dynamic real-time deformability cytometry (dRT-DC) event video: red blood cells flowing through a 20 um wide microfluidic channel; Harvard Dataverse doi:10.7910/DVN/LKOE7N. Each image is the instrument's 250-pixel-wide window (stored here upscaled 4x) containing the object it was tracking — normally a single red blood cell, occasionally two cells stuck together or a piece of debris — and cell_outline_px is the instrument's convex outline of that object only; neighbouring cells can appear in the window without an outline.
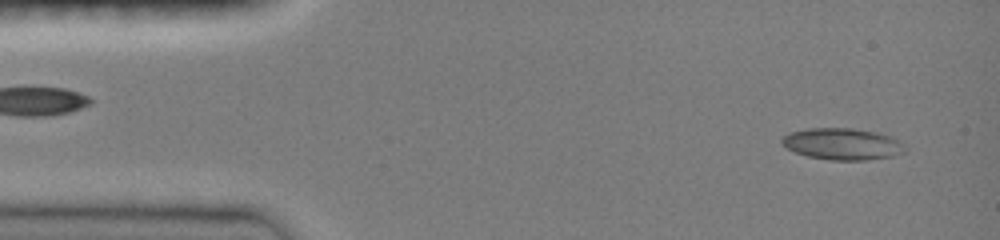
{"species": "common noctule bat (a hibernating species)", "species_latin": "Nyctalus noctula", "temperature_condition": "room temperature", "stored_images_in_passage": 47, "camera_frame_rate_fps": 3000, "um_per_image_px": 0.085, "animal": {"sex": "female", "body_mass_g": 19.0, "forearm_length_mm": 51.5}, "frame": {"image": 1, "passage_image": 2, "time_ms": 0.333, "image_size_px": [1000, 240], "cell_outline_px": [[908, 148], [904, 152], [892, 156], [864, 160], [828, 160], [808, 156], [796, 152], [788, 148], [780, 140], [784, 136], [792, 132], [808, 128], [852, 128], [876, 132], [900, 140]], "centroid_in_image_um": [71.65, 12.24], "position_along_channel_um": 13.4, "area_um2": 22.54}}
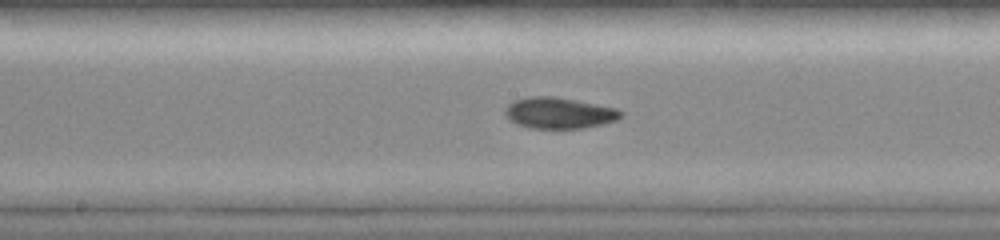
{"frame": {"image": 2, "passage_image": 23, "time_ms": 7.333, "image_size_px": [1000, 240], "cell_outline_px": [[624, 116], [616, 120], [584, 128], [528, 128], [516, 124], [508, 120], [504, 112], [504, 108], [512, 100], [528, 96], [556, 96], [616, 108], [624, 112]], "centroid_in_image_um": [47.47, 9.59], "position_along_channel_um": 200.7, "area_um2": 21.27}}
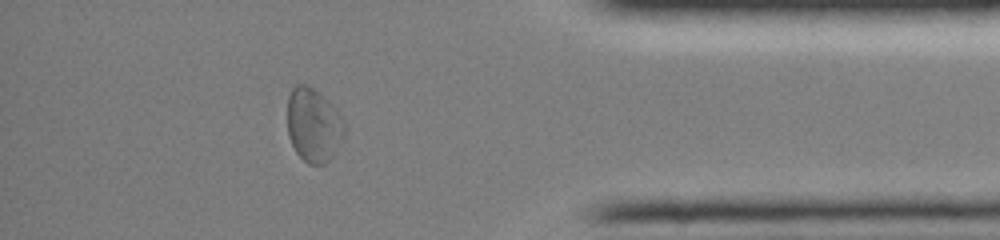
{"frame": {"image": 3, "passage_image": 40, "time_ms": 13.0, "image_size_px": [1000, 240], "cell_outline_px": [[344, 136], [332, 156], [324, 164], [308, 164], [296, 152], [288, 136], [288, 96], [292, 88], [296, 84], [304, 84], [316, 88], [332, 104], [344, 120]], "centroid_in_image_um": [26.64, 10.6], "position_along_channel_um": 408.6, "area_um2": 24.62}}